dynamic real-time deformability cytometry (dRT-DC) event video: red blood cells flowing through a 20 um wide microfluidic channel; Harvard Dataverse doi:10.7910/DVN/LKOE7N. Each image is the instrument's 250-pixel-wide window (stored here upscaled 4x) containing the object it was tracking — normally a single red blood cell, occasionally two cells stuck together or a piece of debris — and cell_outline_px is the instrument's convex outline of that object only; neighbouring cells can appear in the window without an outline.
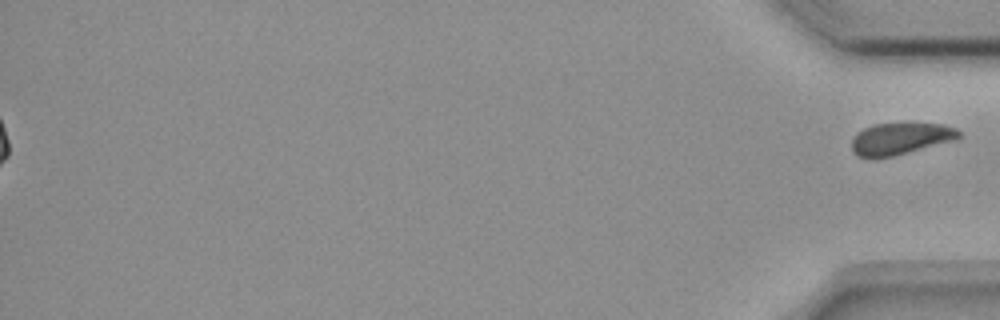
{"species": "common noctule bat (a hibernating species)", "species_latin": "Nyctalus noctula", "temperature_condition": "room temperature", "stored_images_in_passage": 56, "segment_of_instrument_passage": [2, 2], "camera_frame_rate_fps": 3000, "um_per_image_px": 0.085, "animal": {"sex": "female", "body_mass_g": 18.4}, "frame": {"image": 1, "passage_image": 56, "time_ms": 18.333, "image_size_px": [1000, 320], "cell_outline_px": [[960, 136], [956, 140], [892, 156], [860, 156], [852, 152], [852, 136], [856, 132], [864, 128], [876, 124], [944, 124], [956, 128], [960, 132]], "centroid_in_image_um": [76.55, 11.77], "position_along_channel_um": 358.7, "area_um2": 19.48}}